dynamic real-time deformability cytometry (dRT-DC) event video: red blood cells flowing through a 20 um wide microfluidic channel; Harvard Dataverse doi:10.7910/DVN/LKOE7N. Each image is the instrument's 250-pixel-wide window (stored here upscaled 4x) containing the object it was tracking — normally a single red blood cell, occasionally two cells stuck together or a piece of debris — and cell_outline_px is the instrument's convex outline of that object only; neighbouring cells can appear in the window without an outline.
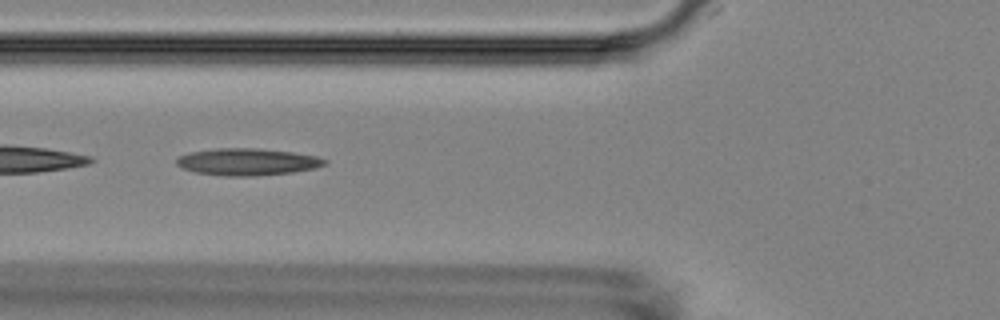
{"species": "Egyptian fruit bat (a non-hibernating species)", "species_latin": "Rousettus aegyptiacus", "temperature_condition": "room temperature", "stored_images_in_passage": 12, "camera_frame_rate_fps": 3000, "um_per_image_px": 0.085, "animal": {"sex": "female"}, "frame": {"image": 1, "passage_image": 3, "time_ms": 6.333, "image_size_px": [1000, 320], "cell_outline_px": [[328, 164], [316, 168], [292, 172], [256, 176], [228, 176], [192, 172], [180, 168], [176, 164], [176, 160], [180, 156], [188, 152], [216, 148], [256, 148], [292, 152], [316, 156], [328, 160]], "centroid_in_image_um": [21.01, 13.76], "position_along_channel_um": 104.8, "area_um2": 23.52}}
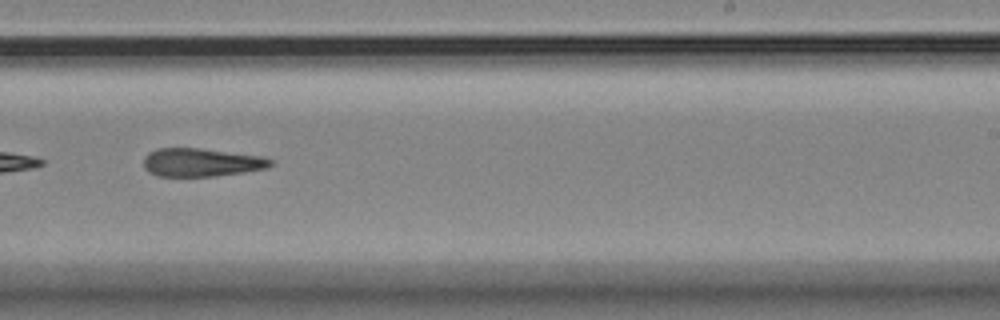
{"frame": {"image": 2, "passage_image": 7, "time_ms": 11.0, "image_size_px": [1000, 320], "cell_outline_px": [[272, 164], [268, 168], [244, 172], [216, 176], [156, 176], [148, 172], [144, 168], [144, 156], [148, 152], [156, 148], [200, 148], [260, 156], [272, 160]], "centroid_in_image_um": [17.07, 13.8], "position_along_channel_um": 271.9, "area_um2": 20.98}}
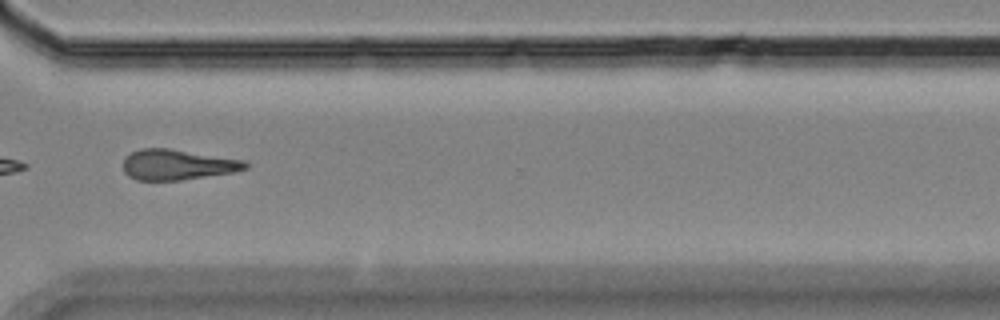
{"frame": {"image": 3, "passage_image": 9, "time_ms": 13.333, "image_size_px": [1000, 320], "cell_outline_px": [[248, 168], [232, 172], [180, 180], [136, 180], [128, 176], [124, 172], [124, 156], [140, 148], [168, 148], [244, 160], [248, 164]], "centroid_in_image_um": [15.04, 13.99], "position_along_channel_um": 355.6, "area_um2": 21.56}, "authors_computed_cell_mechanics": {"area_um2": 21.5594, "velocity_mm_per_s": 3.584, "shape_relaxation_time_tau1_ms": null, "shape_relaxation_time_tau2_ms": 6.161, "deformation_change_tau1": null, "deformation_change_tau2": 0.2145}}